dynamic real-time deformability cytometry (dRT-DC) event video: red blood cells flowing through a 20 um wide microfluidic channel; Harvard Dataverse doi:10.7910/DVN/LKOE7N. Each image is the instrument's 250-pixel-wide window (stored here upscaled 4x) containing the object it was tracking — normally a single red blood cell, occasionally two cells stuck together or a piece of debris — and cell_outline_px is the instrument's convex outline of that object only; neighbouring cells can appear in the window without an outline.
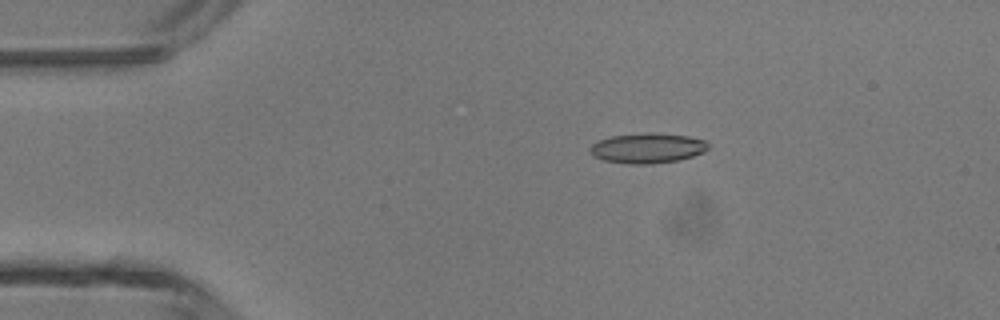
{"species": "common noctule bat (a hibernating species)", "species_latin": "Nyctalus noctula", "temperature_condition": "room temperature", "stored_images_in_passage": 41, "camera_frame_rate_fps": 3000, "um_per_image_px": 0.085, "animal": {"sex": "male", "body_mass_g": 13.3}, "frame": {"image": 1, "passage_image": 2, "time_ms": 0.333, "image_size_px": [1000, 320], "cell_outline_px": [[708, 148], [704, 152], [692, 156], [676, 160], [652, 164], [628, 164], [604, 160], [592, 156], [588, 148], [592, 144], [600, 140], [612, 136], [644, 132], [652, 132], [688, 136], [704, 140], [708, 144]], "centroid_in_image_um": [55.0, 12.58], "position_along_channel_um": 30.0, "area_um2": 20.75}}
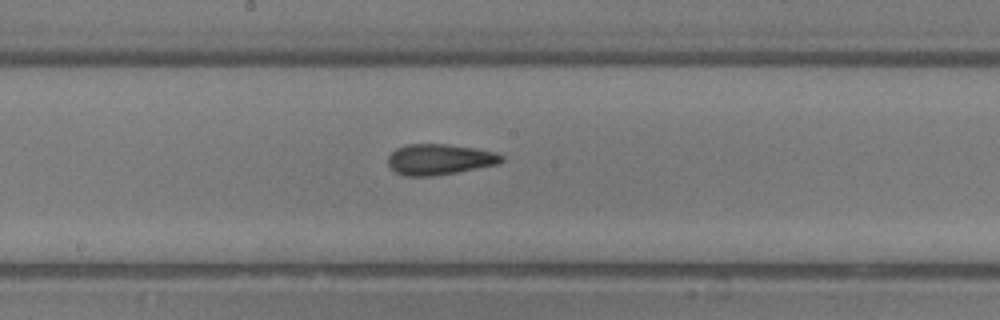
{"frame": {"image": 2, "passage_image": 18, "time_ms": 5.667, "image_size_px": [1000, 320], "cell_outline_px": [[504, 160], [500, 164], [456, 172], [432, 176], [404, 176], [388, 168], [388, 156], [396, 148], [408, 144], [448, 144], [476, 148], [496, 152], [504, 156]], "centroid_in_image_um": [37.37, 13.55], "position_along_channel_um": 210.8, "area_um2": 20.58}}
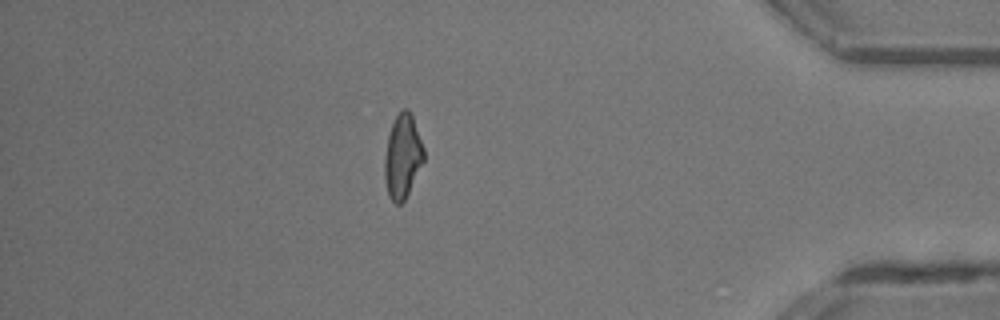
{"frame": {"image": 3, "passage_image": 34, "time_ms": 11.0, "image_size_px": [1000, 320], "cell_outline_px": [[424, 160], [404, 200], [400, 204], [396, 204], [388, 196], [384, 176], [384, 156], [388, 136], [392, 124], [396, 116], [404, 108], [408, 108], [412, 112], [424, 148]], "centroid_in_image_um": [34.22, 13.26], "position_along_channel_um": 401.0, "area_um2": 19.19}, "authors_computed_cell_mechanics": {"area_um2": 19.9988, "velocity_mm_per_s": 4.3683, "shape_relaxation_time_tau1_ms": 6.706, "shape_relaxation_time_tau2_ms": 2.1694, "deformation_change_tau1": 0.1535, "deformation_change_tau2": 0.1002}}